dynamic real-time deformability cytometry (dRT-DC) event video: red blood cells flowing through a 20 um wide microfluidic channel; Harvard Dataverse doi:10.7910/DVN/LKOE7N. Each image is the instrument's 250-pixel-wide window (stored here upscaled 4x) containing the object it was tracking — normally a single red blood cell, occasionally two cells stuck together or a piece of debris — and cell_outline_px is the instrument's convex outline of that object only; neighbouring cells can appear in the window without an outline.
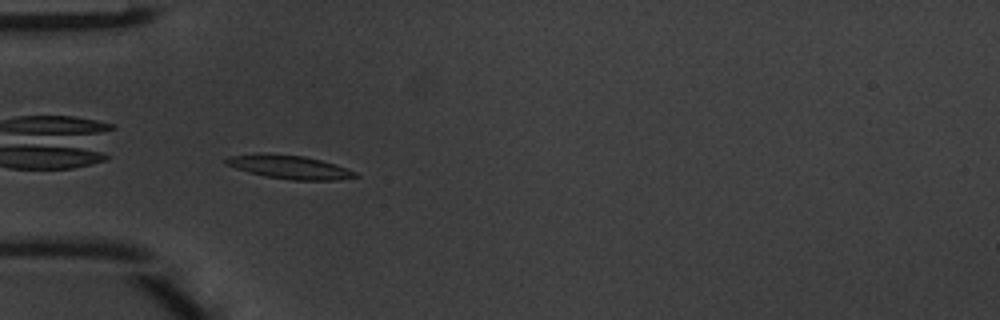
{"species": "common noctule bat (a hibernating species)", "species_latin": "Nyctalus noctula", "temperature_condition": "warm", "stored_images_in_passage": 26, "camera_frame_rate_fps": 3000, "um_per_image_px": 0.085, "animal": {"sex": "male", "body_mass_g": 20.1, "forearm_length_mm": 53.5}, "frame": {"image": 1, "passage_image": 1, "time_ms": 0.0, "image_size_px": [1000, 320], "cell_outline_px": [[360, 176], [336, 180], [292, 180], [264, 176], [248, 172], [224, 164], [224, 160], [228, 156], [260, 152], [268, 152], [304, 156], [320, 160], [356, 172]], "centroid_in_image_um": [24.51, 14.18], "position_along_channel_um": 60.5, "area_um2": 17.86}}
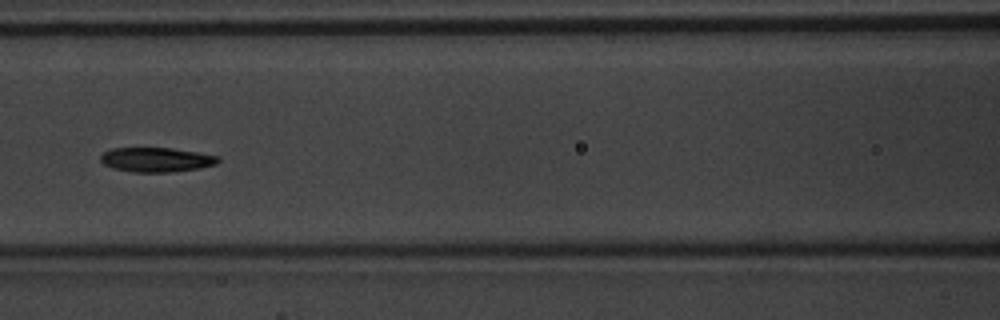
{"frame": {"image": 2, "passage_image": 8, "time_ms": 2.333, "image_size_px": [1000, 320], "cell_outline_px": [[220, 160], [216, 164], [200, 168], [168, 172], [132, 172], [112, 168], [104, 164], [100, 160], [100, 156], [104, 152], [112, 148], [172, 148], [220, 156]], "centroid_in_image_um": [13.29, 13.57], "position_along_channel_um": 153.3, "area_um2": 16.76}, "authors_computed_cell_mechanics": {"area_um2": 16.9065, "velocity_mm_per_s": 4.1246, "shape_relaxation_time_tau1_ms": 1.7756, "shape_relaxation_time_tau2_ms": 5.6003, "deformation_change_tau1": 0.131, "deformation_change_tau2": 0.1206}}